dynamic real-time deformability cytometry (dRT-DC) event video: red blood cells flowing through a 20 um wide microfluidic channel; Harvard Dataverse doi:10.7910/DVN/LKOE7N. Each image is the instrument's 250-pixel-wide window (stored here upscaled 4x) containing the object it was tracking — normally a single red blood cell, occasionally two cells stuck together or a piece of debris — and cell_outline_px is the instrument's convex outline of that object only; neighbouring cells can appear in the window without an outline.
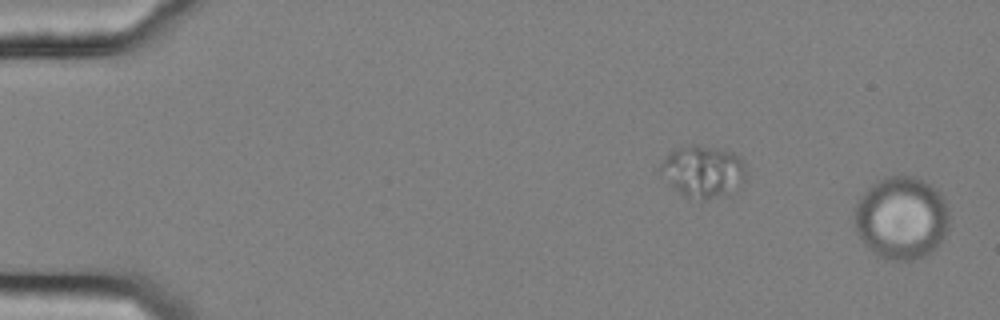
{"species": "common noctule bat (a hibernating species)", "species_latin": "Nyctalus noctula", "temperature_condition": "cold", "stored_images_in_passage": 49, "camera_frame_rate_fps": 3000, "um_per_image_px": 0.085, "animal": {"sex": "female", "body_mass_g": 25.1}, "frame": {"image": 1, "passage_image": 1, "time_ms": 0.0, "image_size_px": [1000, 320], "cell_outline_px": [[948, 228], [944, 236], [928, 252], [912, 260], [896, 260], [880, 256], [868, 248], [860, 236], [856, 228], [856, 204], [864, 192], [876, 180], [888, 176], [908, 176], [920, 180], [928, 184], [944, 200], [948, 212]], "centroid_in_image_um": [76.6, 18.51], "position_along_channel_um": 8.4, "area_um2": 44.39}}
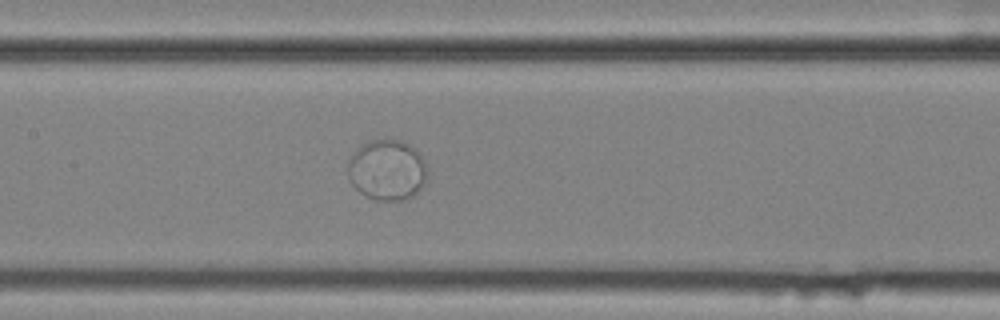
{"frame": {"image": 2, "passage_image": 28, "time_ms": 9.0, "image_size_px": [1000, 320], "cell_outline_px": [[424, 180], [420, 188], [412, 196], [400, 200], [376, 200], [360, 192], [352, 184], [348, 176], [348, 160], [368, 140], [400, 140], [416, 148], [424, 164]], "centroid_in_image_um": [32.87, 14.45], "position_along_channel_um": 174.5, "area_um2": 27.28}}
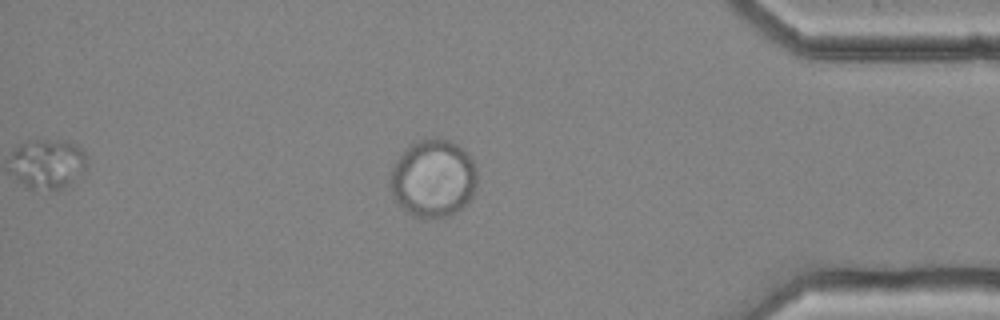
{"frame": {"image": 3, "passage_image": 49, "time_ms": 16.0, "image_size_px": [1000, 320], "cell_outline_px": [[476, 184], [472, 196], [460, 208], [448, 216], [416, 216], [408, 212], [396, 204], [388, 188], [388, 180], [392, 168], [396, 160], [408, 144], [416, 140], [432, 136], [448, 140], [456, 144], [472, 160], [476, 172]], "centroid_in_image_um": [36.74, 15.12], "position_along_channel_um": 398.5, "area_um2": 39.42}}